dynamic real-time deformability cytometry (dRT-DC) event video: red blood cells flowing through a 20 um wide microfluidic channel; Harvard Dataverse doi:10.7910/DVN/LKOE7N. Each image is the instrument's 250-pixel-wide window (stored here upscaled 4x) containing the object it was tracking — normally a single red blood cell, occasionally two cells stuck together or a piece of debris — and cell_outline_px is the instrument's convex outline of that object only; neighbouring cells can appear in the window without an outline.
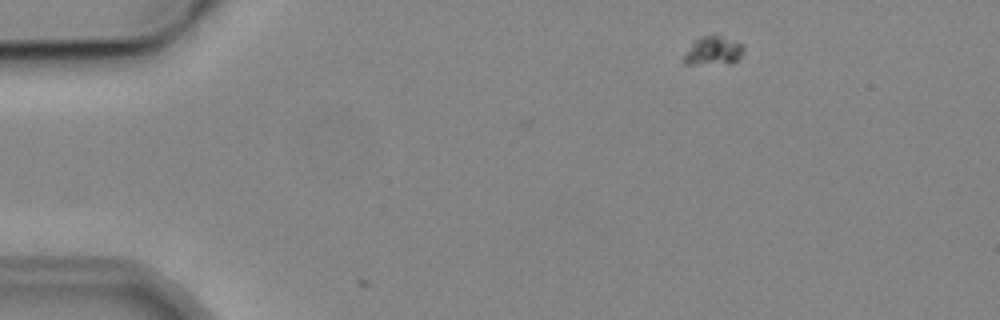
{"species": "common noctule bat (a hibernating species)", "species_latin": "Nyctalus noctula", "temperature_condition": "cold", "stored_images_in_passage": 13, "camera_frame_rate_fps": 3000, "um_per_image_px": 0.085, "animal": {"sex": "male", "body_mass_g": 19.2, "forearm_length_mm": 51.8}, "frame": {"image": 1, "passage_image": 1, "time_ms": 0.0, "image_size_px": [1000, 320], "cell_outline_px": [[744, 52], [732, 64], [684, 64], [684, 56], [692, 40], [700, 36], [716, 36], [744, 44]], "centroid_in_image_um": [60.61, 4.34], "position_along_channel_um": 24.4, "area_um2": 10.0}}
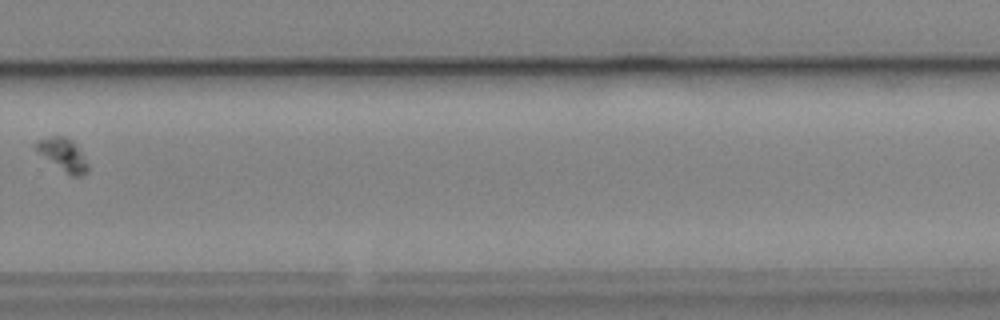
{"frame": {"image": 2, "passage_image": 9, "time_ms": 10.333, "image_size_px": [1000, 320], "cell_outline_px": [[88, 172], [80, 176], [72, 176], [64, 172], [32, 148], [32, 144], [36, 140], [52, 136], [64, 136], [72, 140], [76, 144], [88, 164]], "centroid_in_image_um": [5.31, 13.13], "position_along_channel_um": 324.5, "area_um2": 10.0}}
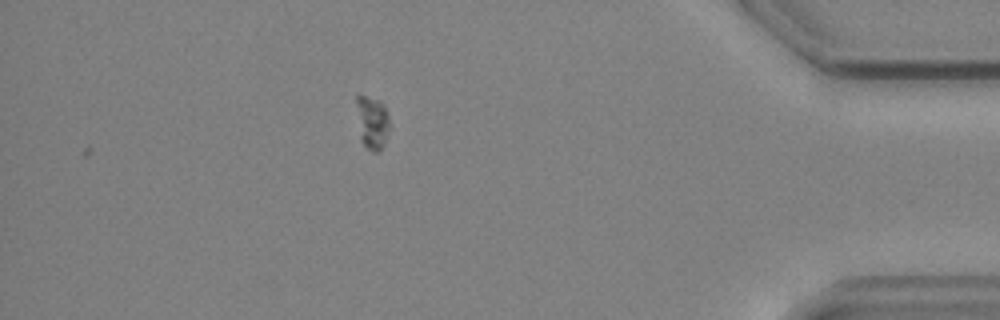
{"frame": {"image": 3, "passage_image": 12, "time_ms": 13.667, "image_size_px": [1000, 320], "cell_outline_px": [[388, 128], [384, 144], [380, 152], [372, 152], [360, 140], [356, 104], [356, 96], [360, 92], [380, 100], [384, 104], [388, 112]], "centroid_in_image_um": [31.62, 10.34], "position_along_channel_um": 403.6, "area_um2": 10.52}}